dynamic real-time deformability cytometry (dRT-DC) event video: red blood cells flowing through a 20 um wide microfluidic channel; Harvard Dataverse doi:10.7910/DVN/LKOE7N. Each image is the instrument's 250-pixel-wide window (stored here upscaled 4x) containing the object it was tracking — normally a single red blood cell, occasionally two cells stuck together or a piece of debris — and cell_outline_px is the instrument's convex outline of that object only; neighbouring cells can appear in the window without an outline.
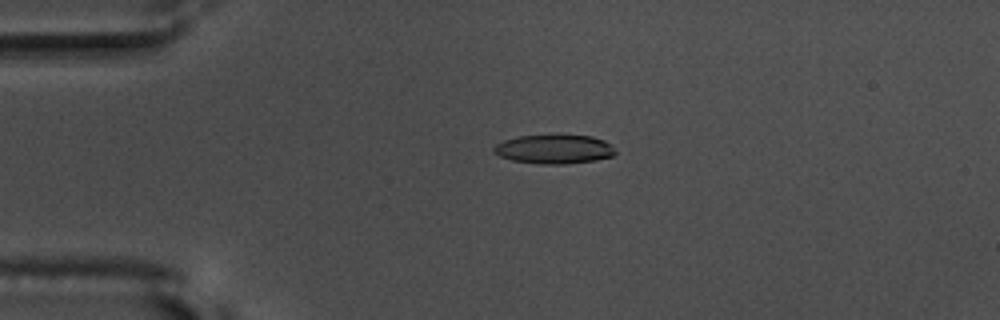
{"species": "common noctule bat (a hibernating species)", "species_latin": "Nyctalus noctula", "temperature_condition": "warm", "stored_images_in_passage": 55, "camera_frame_rate_fps": 3000, "um_per_image_px": 0.085, "animal": {"sex": "male", "body_mass_g": 17.5, "forearm_length_mm": 52.3}, "frame": {"image": 1, "passage_image": 12, "time_ms": 3.667, "image_size_px": [1000, 320], "cell_outline_px": [[616, 152], [612, 156], [596, 160], [564, 164], [540, 164], [512, 160], [500, 156], [492, 152], [492, 148], [496, 144], [504, 140], [520, 136], [592, 136], [604, 140], [612, 144]], "centroid_in_image_um": [47.11, 12.69], "position_along_channel_um": 37.9, "area_um2": 20.4}}
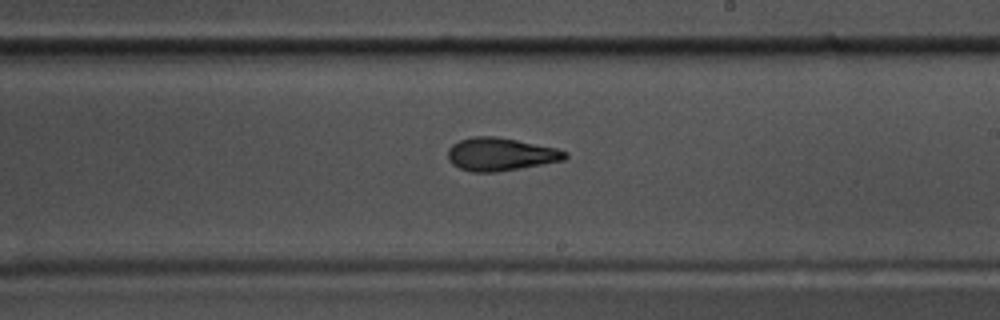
{"frame": {"image": 2, "passage_image": 32, "time_ms": 10.333, "image_size_px": [1000, 320], "cell_outline_px": [[568, 156], [564, 160], [520, 168], [496, 172], [472, 172], [460, 168], [452, 164], [448, 160], [448, 148], [452, 144], [460, 140], [472, 136], [496, 136], [556, 148], [568, 152]], "centroid_in_image_um": [42.52, 13.11], "position_along_channel_um": 246.5, "area_um2": 22.48}}
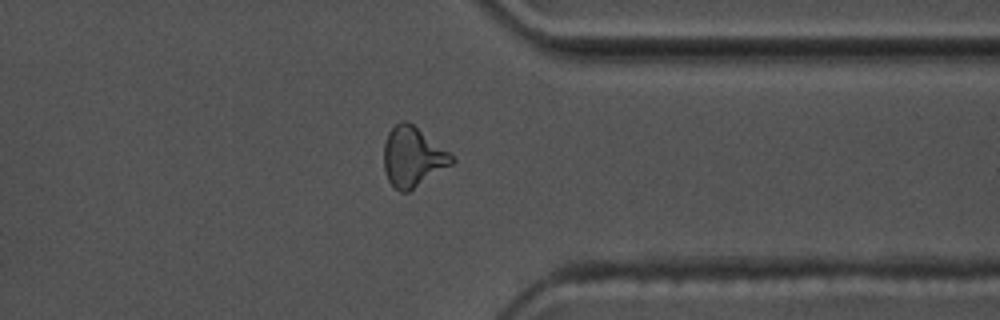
{"frame": {"image": 3, "passage_image": 43, "time_ms": 14.0, "image_size_px": [1000, 320], "cell_outline_px": [[456, 160], [452, 164], [408, 192], [400, 192], [388, 180], [384, 168], [384, 144], [388, 132], [400, 120], [408, 120], [448, 152]], "centroid_in_image_um": [35.06, 13.32], "position_along_channel_um": 376.3, "area_um2": 23.35}, "authors_computed_cell_mechanics": {"area_um2": 21.964, "velocity_mm_per_s": 3.6548, "shape_relaxation_time_tau1_ms": 6.4084, "shape_relaxation_time_tau2_ms": 2.908, "deformation_change_tau1": 0.1907, "deformation_change_tau2": 0.1126}}